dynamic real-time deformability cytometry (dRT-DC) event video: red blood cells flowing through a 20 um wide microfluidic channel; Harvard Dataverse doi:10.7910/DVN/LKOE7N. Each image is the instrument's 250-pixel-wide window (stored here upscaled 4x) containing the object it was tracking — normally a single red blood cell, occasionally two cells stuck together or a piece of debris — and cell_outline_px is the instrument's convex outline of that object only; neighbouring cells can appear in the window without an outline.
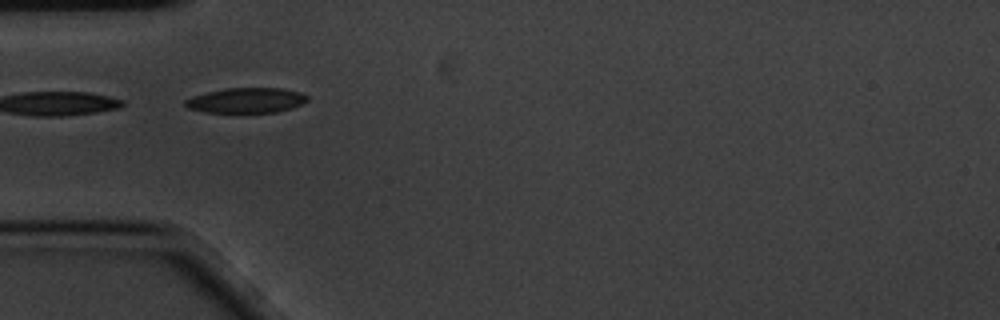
{"species": "common noctule bat (a hibernating species)", "species_latin": "Nyctalus noctula", "temperature_condition": "cold", "stored_images_in_passage": 6, "camera_frame_rate_fps": 3000, "um_per_image_px": 0.085, "animal": {"sex": "male", "body_mass_g": 20.1, "forearm_length_mm": 53.5}, "frame": {"image": 1, "passage_image": 5, "time_ms": 1.333, "image_size_px": [1000, 320], "cell_outline_px": [[308, 100], [292, 108], [276, 112], [204, 112], [188, 108], [184, 104], [184, 100], [192, 96], [224, 88], [280, 88], [300, 92], [308, 96]], "centroid_in_image_um": [20.92, 8.53], "position_along_channel_um": 64.1, "area_um2": 17.8}}